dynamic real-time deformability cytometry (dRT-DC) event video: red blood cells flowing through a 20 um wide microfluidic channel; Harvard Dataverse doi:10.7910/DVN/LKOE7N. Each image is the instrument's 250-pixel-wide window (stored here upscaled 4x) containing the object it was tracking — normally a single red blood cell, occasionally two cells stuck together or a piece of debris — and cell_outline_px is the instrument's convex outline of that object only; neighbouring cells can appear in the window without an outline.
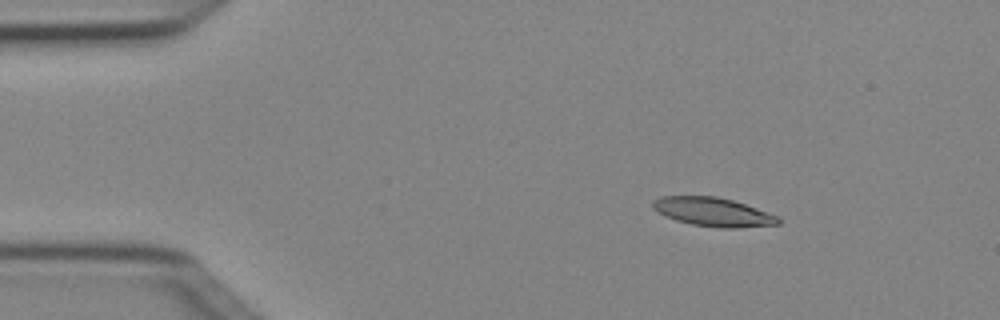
{"species": "Egyptian fruit bat (a non-hibernating species)", "species_latin": "Rousettus aegyptiacus", "temperature_condition": "cold", "stored_images_in_passage": 4, "camera_frame_rate_fps": 3000, "um_per_image_px": 0.085, "animal": {"sex": "female"}, "frame": {"image": 1, "passage_image": 3, "time_ms": 0.667, "image_size_px": [1000, 320], "cell_outline_px": [[780, 224], [740, 228], [720, 228], [692, 224], [676, 220], [664, 216], [652, 208], [652, 200], [660, 196], [716, 196], [732, 200], [756, 208], [776, 216], [780, 220]], "centroid_in_image_um": [60.56, 18.02], "position_along_channel_um": 24.4, "area_um2": 20.98}}
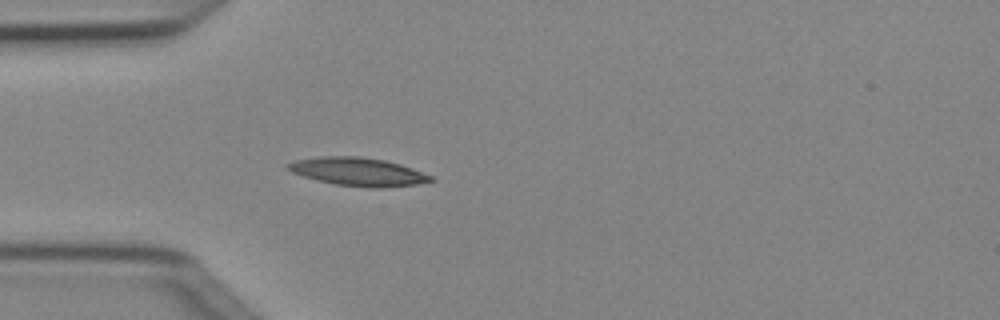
{"frame": {"image": 2, "passage_image": 4, "time_ms": 1.0, "image_size_px": [1000, 320], "cell_outline_px": [[436, 180], [416, 184], [380, 188], [372, 188], [336, 184], [316, 180], [292, 172], [284, 168], [284, 164], [296, 160], [320, 156], [356, 156], [384, 160], [400, 164], [412, 168], [432, 176]], "centroid_in_image_um": [30.4, 14.59], "position_along_channel_um": 54.6, "area_um2": 23.47}}